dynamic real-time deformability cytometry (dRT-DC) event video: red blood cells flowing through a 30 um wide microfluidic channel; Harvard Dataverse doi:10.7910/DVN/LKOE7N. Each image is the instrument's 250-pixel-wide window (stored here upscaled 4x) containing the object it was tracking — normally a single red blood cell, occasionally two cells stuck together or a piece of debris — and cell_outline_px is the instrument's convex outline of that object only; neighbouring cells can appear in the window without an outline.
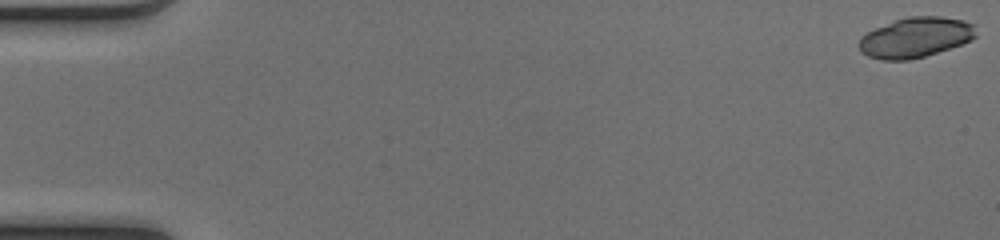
{"species": "common noctule bat (a hibernating species)", "species_latin": "Nyctalus noctula", "temperature_condition": "cold", "stored_images_in_passage": 9, "camera_frame_rate_fps": 3000, "um_per_image_px": 0.085, "animal": {"sex": "female", "body_mass_g": 17.0, "forearm_length_mm": 48.0}, "frame": {"image": 1, "passage_image": 1, "time_ms": 0.0, "image_size_px": [1000, 240], "cell_outline_px": [[976, 36], [972, 40], [924, 56], [908, 60], [880, 60], [868, 56], [860, 52], [856, 44], [860, 36], [876, 28], [896, 20], [908, 16], [940, 16], [964, 20], [972, 24]], "centroid_in_image_um": [77.76, 3.19], "position_along_channel_um": 7.2, "area_um2": 27.28}}